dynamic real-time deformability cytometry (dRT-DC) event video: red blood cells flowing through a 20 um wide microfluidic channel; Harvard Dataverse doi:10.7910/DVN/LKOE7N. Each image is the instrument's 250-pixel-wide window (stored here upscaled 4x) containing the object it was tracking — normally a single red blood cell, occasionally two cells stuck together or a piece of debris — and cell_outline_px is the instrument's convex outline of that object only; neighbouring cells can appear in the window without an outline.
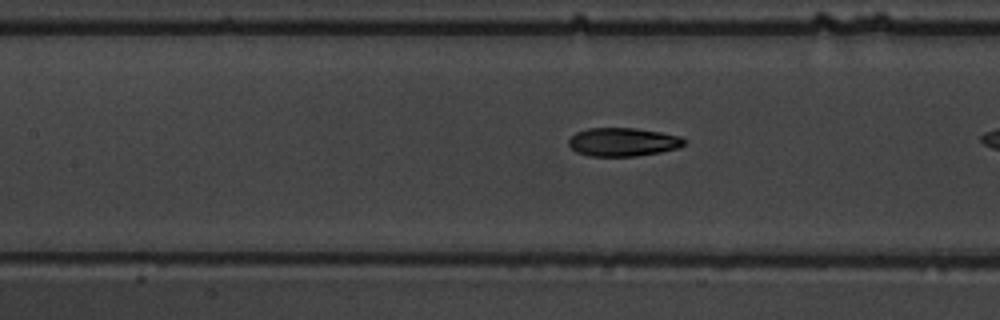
{"species": "common noctule bat (a hibernating species)", "species_latin": "Nyctalus noctula", "temperature_condition": "warm", "stored_images_in_passage": 20, "camera_frame_rate_fps": 3000, "um_per_image_px": 0.085, "animal": {"sex": "male", "body_mass_g": 19.5, "forearm_length_mm": 54.6}, "frame": {"image": 1, "passage_image": 17, "time_ms": 5.333, "image_size_px": [1000, 320], "cell_outline_px": [[684, 144], [680, 148], [660, 152], [636, 156], [592, 156], [576, 152], [568, 144], [568, 140], [576, 132], [588, 128], [636, 128], [660, 132], [680, 136], [684, 140]], "centroid_in_image_um": [52.94, 12.07], "position_along_channel_um": 154.5, "area_um2": 19.13}}